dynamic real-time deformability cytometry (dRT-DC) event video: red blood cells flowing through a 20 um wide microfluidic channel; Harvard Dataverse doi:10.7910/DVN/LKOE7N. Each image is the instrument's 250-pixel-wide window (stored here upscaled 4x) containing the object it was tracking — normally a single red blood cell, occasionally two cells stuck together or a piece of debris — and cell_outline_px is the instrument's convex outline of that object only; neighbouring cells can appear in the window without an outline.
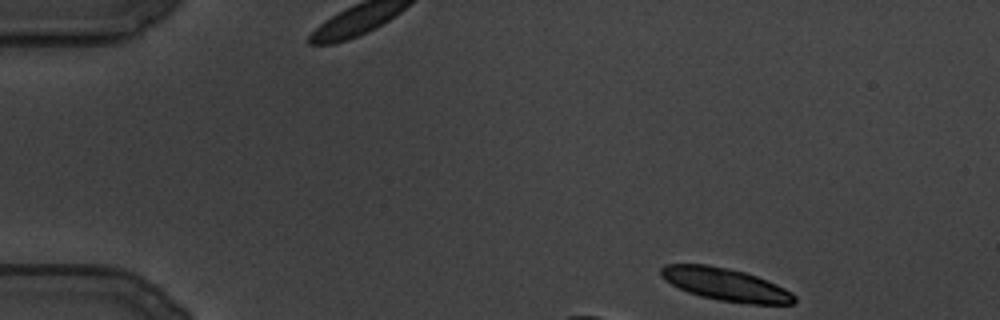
{"species": "common noctule bat (a hibernating species)", "species_latin": "Nyctalus noctula", "temperature_condition": "cold", "stored_images_in_passage": 16, "camera_frame_rate_fps": 3000, "um_per_image_px": 0.085, "animal": {"sex": "male", "body_mass_g": 19.5, "forearm_length_mm": 54.6}, "frame": {"image": 1, "passage_image": 1, "time_ms": 0.0, "image_size_px": [1000, 320], "cell_outline_px": [[796, 300], [792, 304], [748, 304], [720, 300], [700, 296], [688, 292], [664, 280], [660, 276], [660, 268], [664, 264], [708, 264], [728, 268], [744, 272], [756, 276], [776, 284], [792, 292], [796, 296]], "centroid_in_image_um": [61.66, 24.17], "position_along_channel_um": 23.3, "area_um2": 25.37}}